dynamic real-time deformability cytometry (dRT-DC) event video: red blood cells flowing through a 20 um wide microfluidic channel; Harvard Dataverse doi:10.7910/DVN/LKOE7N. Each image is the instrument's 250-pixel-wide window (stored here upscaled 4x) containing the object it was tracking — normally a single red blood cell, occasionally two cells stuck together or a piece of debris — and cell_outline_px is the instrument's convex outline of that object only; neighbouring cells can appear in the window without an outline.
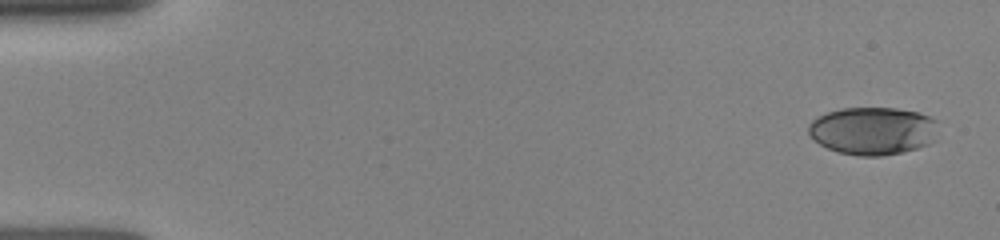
{"species": "human", "species_latin": "Homo sapiens", "temperature_condition": "room temperature", "stored_images_in_passage": 8, "camera_frame_rate_fps": 3000, "um_per_image_px": 0.085, "donor": {"sex": "female"}, "frame": {"image": 1, "passage_image": 1, "time_ms": 0.0, "image_size_px": [1000, 240], "cell_outline_px": [[936, 120], [928, 144], [916, 148], [900, 152], [880, 156], [860, 156], [836, 152], [820, 144], [808, 132], [808, 124], [816, 116], [840, 108], [896, 108], [916, 112], [928, 116]], "centroid_in_image_um": [74.09, 11.11], "position_along_channel_um": 10.9, "area_um2": 35.55}}
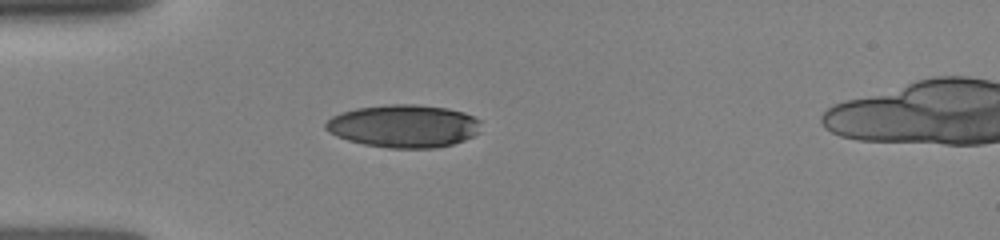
{"frame": {"image": 2, "passage_image": 7, "time_ms": 4.0, "image_size_px": [1000, 240], "cell_outline_px": [[480, 132], [464, 140], [452, 144], [436, 148], [388, 148], [364, 144], [348, 140], [336, 136], [328, 132], [324, 128], [324, 124], [332, 116], [340, 112], [356, 108], [388, 104], [416, 104], [448, 108], [464, 112], [480, 120]], "centroid_in_image_um": [34.31, 10.71], "position_along_channel_um": 50.7, "area_um2": 39.02}}